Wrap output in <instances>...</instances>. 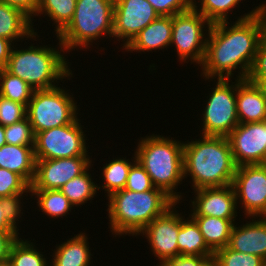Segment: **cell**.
<instances>
[{
	"label": "cell",
	"instance_id": "obj_1",
	"mask_svg": "<svg viewBox=\"0 0 266 266\" xmlns=\"http://www.w3.org/2000/svg\"><path fill=\"white\" fill-rule=\"evenodd\" d=\"M235 19L233 23L222 21L211 25L199 68L202 78L232 79L237 72L234 78L247 79L258 46L265 37L266 1Z\"/></svg>",
	"mask_w": 266,
	"mask_h": 266
},
{
	"label": "cell",
	"instance_id": "obj_2",
	"mask_svg": "<svg viewBox=\"0 0 266 266\" xmlns=\"http://www.w3.org/2000/svg\"><path fill=\"white\" fill-rule=\"evenodd\" d=\"M200 136L184 142V181L190 177L192 190L232 184L237 166L228 137Z\"/></svg>",
	"mask_w": 266,
	"mask_h": 266
},
{
	"label": "cell",
	"instance_id": "obj_3",
	"mask_svg": "<svg viewBox=\"0 0 266 266\" xmlns=\"http://www.w3.org/2000/svg\"><path fill=\"white\" fill-rule=\"evenodd\" d=\"M108 199L110 232L114 237L138 234L155 218L162 216L176 202L162 189L145 192L122 189L113 192Z\"/></svg>",
	"mask_w": 266,
	"mask_h": 266
},
{
	"label": "cell",
	"instance_id": "obj_4",
	"mask_svg": "<svg viewBox=\"0 0 266 266\" xmlns=\"http://www.w3.org/2000/svg\"><path fill=\"white\" fill-rule=\"evenodd\" d=\"M34 44L31 42L23 49L13 45L5 69L25 81L34 91L54 88L60 81H70L74 77L60 41L57 47Z\"/></svg>",
	"mask_w": 266,
	"mask_h": 266
},
{
	"label": "cell",
	"instance_id": "obj_5",
	"mask_svg": "<svg viewBox=\"0 0 266 266\" xmlns=\"http://www.w3.org/2000/svg\"><path fill=\"white\" fill-rule=\"evenodd\" d=\"M138 140L134 150L136 158L150 176L153 185L162 189L176 203H181L184 197L177 189L184 180V141L159 134L146 135Z\"/></svg>",
	"mask_w": 266,
	"mask_h": 266
},
{
	"label": "cell",
	"instance_id": "obj_6",
	"mask_svg": "<svg viewBox=\"0 0 266 266\" xmlns=\"http://www.w3.org/2000/svg\"><path fill=\"white\" fill-rule=\"evenodd\" d=\"M114 0H77L74 16L57 36L66 53L89 49L103 36L113 39Z\"/></svg>",
	"mask_w": 266,
	"mask_h": 266
},
{
	"label": "cell",
	"instance_id": "obj_7",
	"mask_svg": "<svg viewBox=\"0 0 266 266\" xmlns=\"http://www.w3.org/2000/svg\"><path fill=\"white\" fill-rule=\"evenodd\" d=\"M66 89L62 84V88L56 86L33 91L26 117L35 135L47 129L71 124L79 117L80 107L70 90Z\"/></svg>",
	"mask_w": 266,
	"mask_h": 266
},
{
	"label": "cell",
	"instance_id": "obj_8",
	"mask_svg": "<svg viewBox=\"0 0 266 266\" xmlns=\"http://www.w3.org/2000/svg\"><path fill=\"white\" fill-rule=\"evenodd\" d=\"M204 79L214 81L215 86L208 93L206 106L202 111L200 127L203 136L228 137L231 131L239 124L236 108V78ZM231 82V83H229ZM213 89V90H212ZM209 98V99H208Z\"/></svg>",
	"mask_w": 266,
	"mask_h": 266
},
{
	"label": "cell",
	"instance_id": "obj_9",
	"mask_svg": "<svg viewBox=\"0 0 266 266\" xmlns=\"http://www.w3.org/2000/svg\"><path fill=\"white\" fill-rule=\"evenodd\" d=\"M207 25V26H206ZM211 23L193 7L172 16V38L170 47H175L181 63L200 66L205 56L208 33ZM206 31V32H205Z\"/></svg>",
	"mask_w": 266,
	"mask_h": 266
},
{
	"label": "cell",
	"instance_id": "obj_10",
	"mask_svg": "<svg viewBox=\"0 0 266 266\" xmlns=\"http://www.w3.org/2000/svg\"><path fill=\"white\" fill-rule=\"evenodd\" d=\"M80 122L78 117L71 124L38 132L35 135V160L90 156L86 130H83L85 127Z\"/></svg>",
	"mask_w": 266,
	"mask_h": 266
},
{
	"label": "cell",
	"instance_id": "obj_11",
	"mask_svg": "<svg viewBox=\"0 0 266 266\" xmlns=\"http://www.w3.org/2000/svg\"><path fill=\"white\" fill-rule=\"evenodd\" d=\"M232 186L245 218L266 217V164L238 166Z\"/></svg>",
	"mask_w": 266,
	"mask_h": 266
},
{
	"label": "cell",
	"instance_id": "obj_12",
	"mask_svg": "<svg viewBox=\"0 0 266 266\" xmlns=\"http://www.w3.org/2000/svg\"><path fill=\"white\" fill-rule=\"evenodd\" d=\"M175 203L162 216L153 219L139 234L147 239L151 246L152 255L157 257L161 266L179 255L178 251V234L180 229V213L176 209ZM176 207V208H175ZM155 266V264H154Z\"/></svg>",
	"mask_w": 266,
	"mask_h": 266
},
{
	"label": "cell",
	"instance_id": "obj_13",
	"mask_svg": "<svg viewBox=\"0 0 266 266\" xmlns=\"http://www.w3.org/2000/svg\"><path fill=\"white\" fill-rule=\"evenodd\" d=\"M159 16L147 0H114V40L119 43L121 40L124 49L142 29Z\"/></svg>",
	"mask_w": 266,
	"mask_h": 266
},
{
	"label": "cell",
	"instance_id": "obj_14",
	"mask_svg": "<svg viewBox=\"0 0 266 266\" xmlns=\"http://www.w3.org/2000/svg\"><path fill=\"white\" fill-rule=\"evenodd\" d=\"M228 139L237 167L266 164V121L239 123Z\"/></svg>",
	"mask_w": 266,
	"mask_h": 266
},
{
	"label": "cell",
	"instance_id": "obj_15",
	"mask_svg": "<svg viewBox=\"0 0 266 266\" xmlns=\"http://www.w3.org/2000/svg\"><path fill=\"white\" fill-rule=\"evenodd\" d=\"M91 158V159H90ZM92 164V156L36 160L30 190L60 189Z\"/></svg>",
	"mask_w": 266,
	"mask_h": 266
},
{
	"label": "cell",
	"instance_id": "obj_16",
	"mask_svg": "<svg viewBox=\"0 0 266 266\" xmlns=\"http://www.w3.org/2000/svg\"><path fill=\"white\" fill-rule=\"evenodd\" d=\"M188 216H211L236 219L238 207L232 184L223 187H203L193 190Z\"/></svg>",
	"mask_w": 266,
	"mask_h": 266
},
{
	"label": "cell",
	"instance_id": "obj_17",
	"mask_svg": "<svg viewBox=\"0 0 266 266\" xmlns=\"http://www.w3.org/2000/svg\"><path fill=\"white\" fill-rule=\"evenodd\" d=\"M245 222L241 225L234 224L228 247L234 251L257 255L266 261V217H250Z\"/></svg>",
	"mask_w": 266,
	"mask_h": 266
},
{
	"label": "cell",
	"instance_id": "obj_18",
	"mask_svg": "<svg viewBox=\"0 0 266 266\" xmlns=\"http://www.w3.org/2000/svg\"><path fill=\"white\" fill-rule=\"evenodd\" d=\"M236 108L239 123L266 121V91L236 78Z\"/></svg>",
	"mask_w": 266,
	"mask_h": 266
},
{
	"label": "cell",
	"instance_id": "obj_19",
	"mask_svg": "<svg viewBox=\"0 0 266 266\" xmlns=\"http://www.w3.org/2000/svg\"><path fill=\"white\" fill-rule=\"evenodd\" d=\"M172 38V16H159L142 29L122 50L140 54L154 50L168 49ZM142 51V52H141Z\"/></svg>",
	"mask_w": 266,
	"mask_h": 266
},
{
	"label": "cell",
	"instance_id": "obj_20",
	"mask_svg": "<svg viewBox=\"0 0 266 266\" xmlns=\"http://www.w3.org/2000/svg\"><path fill=\"white\" fill-rule=\"evenodd\" d=\"M31 19L19 9L0 3V37L10 40L13 44L26 40H39L38 32ZM23 39V40H22ZM37 39V40H36Z\"/></svg>",
	"mask_w": 266,
	"mask_h": 266
},
{
	"label": "cell",
	"instance_id": "obj_21",
	"mask_svg": "<svg viewBox=\"0 0 266 266\" xmlns=\"http://www.w3.org/2000/svg\"><path fill=\"white\" fill-rule=\"evenodd\" d=\"M85 231L74 234L59 245L56 244L50 266H90L93 263L91 248ZM90 248V249H89ZM92 262V263H91Z\"/></svg>",
	"mask_w": 266,
	"mask_h": 266
},
{
	"label": "cell",
	"instance_id": "obj_22",
	"mask_svg": "<svg viewBox=\"0 0 266 266\" xmlns=\"http://www.w3.org/2000/svg\"><path fill=\"white\" fill-rule=\"evenodd\" d=\"M34 146L5 144L0 147V168L20 175L31 185L35 175Z\"/></svg>",
	"mask_w": 266,
	"mask_h": 266
},
{
	"label": "cell",
	"instance_id": "obj_23",
	"mask_svg": "<svg viewBox=\"0 0 266 266\" xmlns=\"http://www.w3.org/2000/svg\"><path fill=\"white\" fill-rule=\"evenodd\" d=\"M190 217L198 225L205 243L213 252L228 246L236 219H223L211 216Z\"/></svg>",
	"mask_w": 266,
	"mask_h": 266
},
{
	"label": "cell",
	"instance_id": "obj_24",
	"mask_svg": "<svg viewBox=\"0 0 266 266\" xmlns=\"http://www.w3.org/2000/svg\"><path fill=\"white\" fill-rule=\"evenodd\" d=\"M177 242L179 255L214 256V252L205 243L196 222L190 216L185 219L182 213H180V229Z\"/></svg>",
	"mask_w": 266,
	"mask_h": 266
},
{
	"label": "cell",
	"instance_id": "obj_25",
	"mask_svg": "<svg viewBox=\"0 0 266 266\" xmlns=\"http://www.w3.org/2000/svg\"><path fill=\"white\" fill-rule=\"evenodd\" d=\"M131 159L132 162L126 157L118 158L115 156V159H110L108 163H104L100 170L102 172L100 177L104 183L97 185V190H104L108 197L113 192L124 189L130 167L137 160L135 152Z\"/></svg>",
	"mask_w": 266,
	"mask_h": 266
},
{
	"label": "cell",
	"instance_id": "obj_26",
	"mask_svg": "<svg viewBox=\"0 0 266 266\" xmlns=\"http://www.w3.org/2000/svg\"><path fill=\"white\" fill-rule=\"evenodd\" d=\"M93 164H91L82 174L71 179L65 183L60 191L68 198V200L75 206L84 205L90 201L92 203L93 198L96 196L97 183L91 176V171Z\"/></svg>",
	"mask_w": 266,
	"mask_h": 266
},
{
	"label": "cell",
	"instance_id": "obj_27",
	"mask_svg": "<svg viewBox=\"0 0 266 266\" xmlns=\"http://www.w3.org/2000/svg\"><path fill=\"white\" fill-rule=\"evenodd\" d=\"M77 0H40L39 8L35 15H45L50 18L47 21H53L55 25V36L57 37L71 22Z\"/></svg>",
	"mask_w": 266,
	"mask_h": 266
},
{
	"label": "cell",
	"instance_id": "obj_28",
	"mask_svg": "<svg viewBox=\"0 0 266 266\" xmlns=\"http://www.w3.org/2000/svg\"><path fill=\"white\" fill-rule=\"evenodd\" d=\"M29 194L31 198L36 199L39 211L42 210L49 218H63L67 217L69 211L74 205L68 200V198L60 191V189L53 190H30Z\"/></svg>",
	"mask_w": 266,
	"mask_h": 266
},
{
	"label": "cell",
	"instance_id": "obj_29",
	"mask_svg": "<svg viewBox=\"0 0 266 266\" xmlns=\"http://www.w3.org/2000/svg\"><path fill=\"white\" fill-rule=\"evenodd\" d=\"M36 243L25 238H17L10 247L8 261L12 266H50L44 252L39 251ZM48 261V262H47Z\"/></svg>",
	"mask_w": 266,
	"mask_h": 266
},
{
	"label": "cell",
	"instance_id": "obj_30",
	"mask_svg": "<svg viewBox=\"0 0 266 266\" xmlns=\"http://www.w3.org/2000/svg\"><path fill=\"white\" fill-rule=\"evenodd\" d=\"M28 193L30 185L20 175L0 168V198L13 202L22 211L23 197L28 196Z\"/></svg>",
	"mask_w": 266,
	"mask_h": 266
},
{
	"label": "cell",
	"instance_id": "obj_31",
	"mask_svg": "<svg viewBox=\"0 0 266 266\" xmlns=\"http://www.w3.org/2000/svg\"><path fill=\"white\" fill-rule=\"evenodd\" d=\"M198 1V2H197ZM193 0L192 7L200 12L211 24L228 21L229 13H233L234 8L239 9V4L243 0ZM200 7V8H199Z\"/></svg>",
	"mask_w": 266,
	"mask_h": 266
},
{
	"label": "cell",
	"instance_id": "obj_32",
	"mask_svg": "<svg viewBox=\"0 0 266 266\" xmlns=\"http://www.w3.org/2000/svg\"><path fill=\"white\" fill-rule=\"evenodd\" d=\"M33 91L21 78L12 75L5 68L0 70V95L3 97L27 107Z\"/></svg>",
	"mask_w": 266,
	"mask_h": 266
},
{
	"label": "cell",
	"instance_id": "obj_33",
	"mask_svg": "<svg viewBox=\"0 0 266 266\" xmlns=\"http://www.w3.org/2000/svg\"><path fill=\"white\" fill-rule=\"evenodd\" d=\"M219 266H265L266 261L254 254L234 251L228 246L214 252L213 256Z\"/></svg>",
	"mask_w": 266,
	"mask_h": 266
},
{
	"label": "cell",
	"instance_id": "obj_34",
	"mask_svg": "<svg viewBox=\"0 0 266 266\" xmlns=\"http://www.w3.org/2000/svg\"><path fill=\"white\" fill-rule=\"evenodd\" d=\"M5 140L6 144L20 145V146H34L35 134L28 118L5 126Z\"/></svg>",
	"mask_w": 266,
	"mask_h": 266
},
{
	"label": "cell",
	"instance_id": "obj_35",
	"mask_svg": "<svg viewBox=\"0 0 266 266\" xmlns=\"http://www.w3.org/2000/svg\"><path fill=\"white\" fill-rule=\"evenodd\" d=\"M154 188L155 186L150 176L139 161L136 160L130 167L124 189L132 192H145Z\"/></svg>",
	"mask_w": 266,
	"mask_h": 266
},
{
	"label": "cell",
	"instance_id": "obj_36",
	"mask_svg": "<svg viewBox=\"0 0 266 266\" xmlns=\"http://www.w3.org/2000/svg\"><path fill=\"white\" fill-rule=\"evenodd\" d=\"M249 82L266 91V39L264 38L257 49L254 62L247 77Z\"/></svg>",
	"mask_w": 266,
	"mask_h": 266
},
{
	"label": "cell",
	"instance_id": "obj_37",
	"mask_svg": "<svg viewBox=\"0 0 266 266\" xmlns=\"http://www.w3.org/2000/svg\"><path fill=\"white\" fill-rule=\"evenodd\" d=\"M27 107L0 95V124L12 125L26 118Z\"/></svg>",
	"mask_w": 266,
	"mask_h": 266
},
{
	"label": "cell",
	"instance_id": "obj_38",
	"mask_svg": "<svg viewBox=\"0 0 266 266\" xmlns=\"http://www.w3.org/2000/svg\"><path fill=\"white\" fill-rule=\"evenodd\" d=\"M23 212L11 201L0 198V231H19Z\"/></svg>",
	"mask_w": 266,
	"mask_h": 266
},
{
	"label": "cell",
	"instance_id": "obj_39",
	"mask_svg": "<svg viewBox=\"0 0 266 266\" xmlns=\"http://www.w3.org/2000/svg\"><path fill=\"white\" fill-rule=\"evenodd\" d=\"M161 16H174L192 8L193 0H147Z\"/></svg>",
	"mask_w": 266,
	"mask_h": 266
},
{
	"label": "cell",
	"instance_id": "obj_40",
	"mask_svg": "<svg viewBox=\"0 0 266 266\" xmlns=\"http://www.w3.org/2000/svg\"><path fill=\"white\" fill-rule=\"evenodd\" d=\"M39 2L40 0H0V3L7 4L22 11L31 19L32 25L34 24L33 20H35L34 17L39 8Z\"/></svg>",
	"mask_w": 266,
	"mask_h": 266
},
{
	"label": "cell",
	"instance_id": "obj_41",
	"mask_svg": "<svg viewBox=\"0 0 266 266\" xmlns=\"http://www.w3.org/2000/svg\"><path fill=\"white\" fill-rule=\"evenodd\" d=\"M20 235L18 231H0V263L8 260L11 244Z\"/></svg>",
	"mask_w": 266,
	"mask_h": 266
},
{
	"label": "cell",
	"instance_id": "obj_42",
	"mask_svg": "<svg viewBox=\"0 0 266 266\" xmlns=\"http://www.w3.org/2000/svg\"><path fill=\"white\" fill-rule=\"evenodd\" d=\"M208 258L210 257L178 255L165 261L161 266H201Z\"/></svg>",
	"mask_w": 266,
	"mask_h": 266
},
{
	"label": "cell",
	"instance_id": "obj_43",
	"mask_svg": "<svg viewBox=\"0 0 266 266\" xmlns=\"http://www.w3.org/2000/svg\"><path fill=\"white\" fill-rule=\"evenodd\" d=\"M13 45L10 40L0 37V70L6 67Z\"/></svg>",
	"mask_w": 266,
	"mask_h": 266
},
{
	"label": "cell",
	"instance_id": "obj_44",
	"mask_svg": "<svg viewBox=\"0 0 266 266\" xmlns=\"http://www.w3.org/2000/svg\"><path fill=\"white\" fill-rule=\"evenodd\" d=\"M6 144L5 140V127L0 124V147Z\"/></svg>",
	"mask_w": 266,
	"mask_h": 266
},
{
	"label": "cell",
	"instance_id": "obj_45",
	"mask_svg": "<svg viewBox=\"0 0 266 266\" xmlns=\"http://www.w3.org/2000/svg\"><path fill=\"white\" fill-rule=\"evenodd\" d=\"M201 266H219V265L214 257H210Z\"/></svg>",
	"mask_w": 266,
	"mask_h": 266
},
{
	"label": "cell",
	"instance_id": "obj_46",
	"mask_svg": "<svg viewBox=\"0 0 266 266\" xmlns=\"http://www.w3.org/2000/svg\"><path fill=\"white\" fill-rule=\"evenodd\" d=\"M0 266H12L11 263L7 260L0 263Z\"/></svg>",
	"mask_w": 266,
	"mask_h": 266
}]
</instances>
